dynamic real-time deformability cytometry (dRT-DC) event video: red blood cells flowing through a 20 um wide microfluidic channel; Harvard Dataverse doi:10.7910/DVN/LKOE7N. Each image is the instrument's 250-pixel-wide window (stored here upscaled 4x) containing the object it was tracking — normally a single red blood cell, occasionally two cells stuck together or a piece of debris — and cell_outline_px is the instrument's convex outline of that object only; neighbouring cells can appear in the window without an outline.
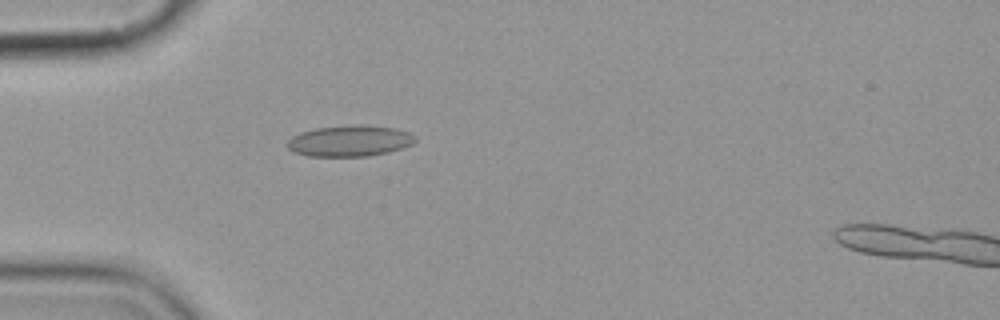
{"species": "common noctule bat (a hibernating species)", "species_latin": "Nyctalus noctula", "temperature_condition": "cold", "stored_images_in_passage": 6, "camera_frame_rate_fps": 3000, "um_per_image_px": 0.085, "animal": {"sex": "female", "body_mass_g": 19.9}, "frame": {"image": 1, "passage_image": 5, "time_ms": 4.667, "image_size_px": [1000, 320], "cell_outline_px": [[416, 140], [412, 144], [404, 148], [388, 152], [368, 156], [308, 156], [292, 152], [288, 148], [288, 140], [292, 136], [300, 132], [316, 128], [360, 124], [396, 128], [408, 132], [416, 136]], "centroid_in_image_um": [29.74, 11.97], "position_along_channel_um": 55.3, "area_um2": 23.29}}